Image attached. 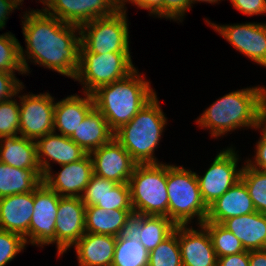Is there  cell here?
Wrapping results in <instances>:
<instances>
[{
	"mask_svg": "<svg viewBox=\"0 0 266 266\" xmlns=\"http://www.w3.org/2000/svg\"><path fill=\"white\" fill-rule=\"evenodd\" d=\"M22 25L27 51L20 44V58L25 74L30 73L27 63L30 59L35 64L74 79L81 46L79 26L62 22L39 9L26 11Z\"/></svg>",
	"mask_w": 266,
	"mask_h": 266,
	"instance_id": "1",
	"label": "cell"
},
{
	"mask_svg": "<svg viewBox=\"0 0 266 266\" xmlns=\"http://www.w3.org/2000/svg\"><path fill=\"white\" fill-rule=\"evenodd\" d=\"M266 120V88L261 86L229 92L197 118L201 128L218 138L241 127L260 129Z\"/></svg>",
	"mask_w": 266,
	"mask_h": 266,
	"instance_id": "2",
	"label": "cell"
},
{
	"mask_svg": "<svg viewBox=\"0 0 266 266\" xmlns=\"http://www.w3.org/2000/svg\"><path fill=\"white\" fill-rule=\"evenodd\" d=\"M135 69L126 78L99 87L92 93L94 107L115 132L131 119L156 95L150 81Z\"/></svg>",
	"mask_w": 266,
	"mask_h": 266,
	"instance_id": "3",
	"label": "cell"
},
{
	"mask_svg": "<svg viewBox=\"0 0 266 266\" xmlns=\"http://www.w3.org/2000/svg\"><path fill=\"white\" fill-rule=\"evenodd\" d=\"M167 118L155 95L128 123L114 132V138L137 164L160 163L154 156Z\"/></svg>",
	"mask_w": 266,
	"mask_h": 266,
	"instance_id": "4",
	"label": "cell"
},
{
	"mask_svg": "<svg viewBox=\"0 0 266 266\" xmlns=\"http://www.w3.org/2000/svg\"><path fill=\"white\" fill-rule=\"evenodd\" d=\"M168 218L175 225H188L197 216V225L206 221L208 207L203 202L196 172L167 164Z\"/></svg>",
	"mask_w": 266,
	"mask_h": 266,
	"instance_id": "5",
	"label": "cell"
},
{
	"mask_svg": "<svg viewBox=\"0 0 266 266\" xmlns=\"http://www.w3.org/2000/svg\"><path fill=\"white\" fill-rule=\"evenodd\" d=\"M128 184L133 213L168 217L167 164H136Z\"/></svg>",
	"mask_w": 266,
	"mask_h": 266,
	"instance_id": "6",
	"label": "cell"
},
{
	"mask_svg": "<svg viewBox=\"0 0 266 266\" xmlns=\"http://www.w3.org/2000/svg\"><path fill=\"white\" fill-rule=\"evenodd\" d=\"M132 63L130 52L97 54L81 45L74 81L81 82L83 92L92 94L101 86L126 78L136 69Z\"/></svg>",
	"mask_w": 266,
	"mask_h": 266,
	"instance_id": "7",
	"label": "cell"
},
{
	"mask_svg": "<svg viewBox=\"0 0 266 266\" xmlns=\"http://www.w3.org/2000/svg\"><path fill=\"white\" fill-rule=\"evenodd\" d=\"M127 14L115 11L79 26L81 45L91 53L130 52Z\"/></svg>",
	"mask_w": 266,
	"mask_h": 266,
	"instance_id": "8",
	"label": "cell"
},
{
	"mask_svg": "<svg viewBox=\"0 0 266 266\" xmlns=\"http://www.w3.org/2000/svg\"><path fill=\"white\" fill-rule=\"evenodd\" d=\"M238 159L232 147L223 149L203 176L196 173L200 194L207 207L240 180L242 168L237 169Z\"/></svg>",
	"mask_w": 266,
	"mask_h": 266,
	"instance_id": "9",
	"label": "cell"
},
{
	"mask_svg": "<svg viewBox=\"0 0 266 266\" xmlns=\"http://www.w3.org/2000/svg\"><path fill=\"white\" fill-rule=\"evenodd\" d=\"M18 97L21 101L19 103L20 136L36 141L38 138L54 132V97L47 92Z\"/></svg>",
	"mask_w": 266,
	"mask_h": 266,
	"instance_id": "10",
	"label": "cell"
},
{
	"mask_svg": "<svg viewBox=\"0 0 266 266\" xmlns=\"http://www.w3.org/2000/svg\"><path fill=\"white\" fill-rule=\"evenodd\" d=\"M60 198L44 182L34 190V212L29 225L28 243L38 247L56 244L55 224Z\"/></svg>",
	"mask_w": 266,
	"mask_h": 266,
	"instance_id": "11",
	"label": "cell"
},
{
	"mask_svg": "<svg viewBox=\"0 0 266 266\" xmlns=\"http://www.w3.org/2000/svg\"><path fill=\"white\" fill-rule=\"evenodd\" d=\"M216 32L251 61L266 67V23L217 25L206 19Z\"/></svg>",
	"mask_w": 266,
	"mask_h": 266,
	"instance_id": "12",
	"label": "cell"
},
{
	"mask_svg": "<svg viewBox=\"0 0 266 266\" xmlns=\"http://www.w3.org/2000/svg\"><path fill=\"white\" fill-rule=\"evenodd\" d=\"M44 6L42 11L56 16L65 23L82 25L88 21L112 15L114 0H39Z\"/></svg>",
	"mask_w": 266,
	"mask_h": 266,
	"instance_id": "13",
	"label": "cell"
},
{
	"mask_svg": "<svg viewBox=\"0 0 266 266\" xmlns=\"http://www.w3.org/2000/svg\"><path fill=\"white\" fill-rule=\"evenodd\" d=\"M89 155L93 174L116 183H128L137 164L114 137Z\"/></svg>",
	"mask_w": 266,
	"mask_h": 266,
	"instance_id": "14",
	"label": "cell"
},
{
	"mask_svg": "<svg viewBox=\"0 0 266 266\" xmlns=\"http://www.w3.org/2000/svg\"><path fill=\"white\" fill-rule=\"evenodd\" d=\"M85 210L80 197L60 198L55 224L58 257L85 234Z\"/></svg>",
	"mask_w": 266,
	"mask_h": 266,
	"instance_id": "15",
	"label": "cell"
},
{
	"mask_svg": "<svg viewBox=\"0 0 266 266\" xmlns=\"http://www.w3.org/2000/svg\"><path fill=\"white\" fill-rule=\"evenodd\" d=\"M176 225L166 216L132 213L125 221L120 237L139 240L151 252L175 229Z\"/></svg>",
	"mask_w": 266,
	"mask_h": 266,
	"instance_id": "16",
	"label": "cell"
},
{
	"mask_svg": "<svg viewBox=\"0 0 266 266\" xmlns=\"http://www.w3.org/2000/svg\"><path fill=\"white\" fill-rule=\"evenodd\" d=\"M60 167L62 169L56 174L52 170L47 172L43 182L61 197H81L93 175L90 155L87 153L81 160Z\"/></svg>",
	"mask_w": 266,
	"mask_h": 266,
	"instance_id": "17",
	"label": "cell"
},
{
	"mask_svg": "<svg viewBox=\"0 0 266 266\" xmlns=\"http://www.w3.org/2000/svg\"><path fill=\"white\" fill-rule=\"evenodd\" d=\"M195 230L189 225H177L182 266H217L218 258L208 230L199 225Z\"/></svg>",
	"mask_w": 266,
	"mask_h": 266,
	"instance_id": "18",
	"label": "cell"
},
{
	"mask_svg": "<svg viewBox=\"0 0 266 266\" xmlns=\"http://www.w3.org/2000/svg\"><path fill=\"white\" fill-rule=\"evenodd\" d=\"M36 145L37 160L43 176L51 170L50 161L61 166L81 160L87 154L70 137L56 132L38 138Z\"/></svg>",
	"mask_w": 266,
	"mask_h": 266,
	"instance_id": "19",
	"label": "cell"
},
{
	"mask_svg": "<svg viewBox=\"0 0 266 266\" xmlns=\"http://www.w3.org/2000/svg\"><path fill=\"white\" fill-rule=\"evenodd\" d=\"M34 212V191L0 198V229L21 235L26 244Z\"/></svg>",
	"mask_w": 266,
	"mask_h": 266,
	"instance_id": "20",
	"label": "cell"
},
{
	"mask_svg": "<svg viewBox=\"0 0 266 266\" xmlns=\"http://www.w3.org/2000/svg\"><path fill=\"white\" fill-rule=\"evenodd\" d=\"M256 212L244 182L240 179L208 206L205 222L219 223L231 217Z\"/></svg>",
	"mask_w": 266,
	"mask_h": 266,
	"instance_id": "21",
	"label": "cell"
},
{
	"mask_svg": "<svg viewBox=\"0 0 266 266\" xmlns=\"http://www.w3.org/2000/svg\"><path fill=\"white\" fill-rule=\"evenodd\" d=\"M221 225L241 241L245 250L266 249V214L256 211L231 217Z\"/></svg>",
	"mask_w": 266,
	"mask_h": 266,
	"instance_id": "22",
	"label": "cell"
},
{
	"mask_svg": "<svg viewBox=\"0 0 266 266\" xmlns=\"http://www.w3.org/2000/svg\"><path fill=\"white\" fill-rule=\"evenodd\" d=\"M83 94L85 96L83 98L74 94L55 103L54 132L58 129L61 135L70 137L94 108L92 94L86 92Z\"/></svg>",
	"mask_w": 266,
	"mask_h": 266,
	"instance_id": "23",
	"label": "cell"
},
{
	"mask_svg": "<svg viewBox=\"0 0 266 266\" xmlns=\"http://www.w3.org/2000/svg\"><path fill=\"white\" fill-rule=\"evenodd\" d=\"M116 236L85 233L74 245L79 266H112Z\"/></svg>",
	"mask_w": 266,
	"mask_h": 266,
	"instance_id": "24",
	"label": "cell"
},
{
	"mask_svg": "<svg viewBox=\"0 0 266 266\" xmlns=\"http://www.w3.org/2000/svg\"><path fill=\"white\" fill-rule=\"evenodd\" d=\"M113 137L114 132L109 128L106 119L95 107L70 136L88 154L108 143Z\"/></svg>",
	"mask_w": 266,
	"mask_h": 266,
	"instance_id": "25",
	"label": "cell"
},
{
	"mask_svg": "<svg viewBox=\"0 0 266 266\" xmlns=\"http://www.w3.org/2000/svg\"><path fill=\"white\" fill-rule=\"evenodd\" d=\"M0 162L20 169H40L36 141L19 135L0 137Z\"/></svg>",
	"mask_w": 266,
	"mask_h": 266,
	"instance_id": "26",
	"label": "cell"
},
{
	"mask_svg": "<svg viewBox=\"0 0 266 266\" xmlns=\"http://www.w3.org/2000/svg\"><path fill=\"white\" fill-rule=\"evenodd\" d=\"M42 182L41 169H20L0 162V198L32 192Z\"/></svg>",
	"mask_w": 266,
	"mask_h": 266,
	"instance_id": "27",
	"label": "cell"
},
{
	"mask_svg": "<svg viewBox=\"0 0 266 266\" xmlns=\"http://www.w3.org/2000/svg\"><path fill=\"white\" fill-rule=\"evenodd\" d=\"M132 213L133 210H104L98 206H86L85 233L118 237L126 219Z\"/></svg>",
	"mask_w": 266,
	"mask_h": 266,
	"instance_id": "28",
	"label": "cell"
},
{
	"mask_svg": "<svg viewBox=\"0 0 266 266\" xmlns=\"http://www.w3.org/2000/svg\"><path fill=\"white\" fill-rule=\"evenodd\" d=\"M149 252L139 240L117 237L112 266H148Z\"/></svg>",
	"mask_w": 266,
	"mask_h": 266,
	"instance_id": "29",
	"label": "cell"
},
{
	"mask_svg": "<svg viewBox=\"0 0 266 266\" xmlns=\"http://www.w3.org/2000/svg\"><path fill=\"white\" fill-rule=\"evenodd\" d=\"M240 179L244 182L257 212L266 214V172L242 166Z\"/></svg>",
	"mask_w": 266,
	"mask_h": 266,
	"instance_id": "30",
	"label": "cell"
},
{
	"mask_svg": "<svg viewBox=\"0 0 266 266\" xmlns=\"http://www.w3.org/2000/svg\"><path fill=\"white\" fill-rule=\"evenodd\" d=\"M217 258L246 251L241 241L219 223L204 222Z\"/></svg>",
	"mask_w": 266,
	"mask_h": 266,
	"instance_id": "31",
	"label": "cell"
},
{
	"mask_svg": "<svg viewBox=\"0 0 266 266\" xmlns=\"http://www.w3.org/2000/svg\"><path fill=\"white\" fill-rule=\"evenodd\" d=\"M148 266H182L177 225L165 240L149 252Z\"/></svg>",
	"mask_w": 266,
	"mask_h": 266,
	"instance_id": "32",
	"label": "cell"
},
{
	"mask_svg": "<svg viewBox=\"0 0 266 266\" xmlns=\"http://www.w3.org/2000/svg\"><path fill=\"white\" fill-rule=\"evenodd\" d=\"M0 71L25 74L20 58V43L11 32L0 35Z\"/></svg>",
	"mask_w": 266,
	"mask_h": 266,
	"instance_id": "33",
	"label": "cell"
},
{
	"mask_svg": "<svg viewBox=\"0 0 266 266\" xmlns=\"http://www.w3.org/2000/svg\"><path fill=\"white\" fill-rule=\"evenodd\" d=\"M19 116V103L16 99L11 98L0 102V137L19 134Z\"/></svg>",
	"mask_w": 266,
	"mask_h": 266,
	"instance_id": "34",
	"label": "cell"
},
{
	"mask_svg": "<svg viewBox=\"0 0 266 266\" xmlns=\"http://www.w3.org/2000/svg\"><path fill=\"white\" fill-rule=\"evenodd\" d=\"M96 206L104 210H133L129 184L117 183Z\"/></svg>",
	"mask_w": 266,
	"mask_h": 266,
	"instance_id": "35",
	"label": "cell"
},
{
	"mask_svg": "<svg viewBox=\"0 0 266 266\" xmlns=\"http://www.w3.org/2000/svg\"><path fill=\"white\" fill-rule=\"evenodd\" d=\"M116 184L114 181L93 174L80 198L85 206H96Z\"/></svg>",
	"mask_w": 266,
	"mask_h": 266,
	"instance_id": "36",
	"label": "cell"
},
{
	"mask_svg": "<svg viewBox=\"0 0 266 266\" xmlns=\"http://www.w3.org/2000/svg\"><path fill=\"white\" fill-rule=\"evenodd\" d=\"M25 246V239L21 235L0 229V266L12 261Z\"/></svg>",
	"mask_w": 266,
	"mask_h": 266,
	"instance_id": "37",
	"label": "cell"
},
{
	"mask_svg": "<svg viewBox=\"0 0 266 266\" xmlns=\"http://www.w3.org/2000/svg\"><path fill=\"white\" fill-rule=\"evenodd\" d=\"M24 85L15 77L14 73L0 71V102L18 95Z\"/></svg>",
	"mask_w": 266,
	"mask_h": 266,
	"instance_id": "38",
	"label": "cell"
},
{
	"mask_svg": "<svg viewBox=\"0 0 266 266\" xmlns=\"http://www.w3.org/2000/svg\"><path fill=\"white\" fill-rule=\"evenodd\" d=\"M190 7V0H162V18L183 21Z\"/></svg>",
	"mask_w": 266,
	"mask_h": 266,
	"instance_id": "39",
	"label": "cell"
},
{
	"mask_svg": "<svg viewBox=\"0 0 266 266\" xmlns=\"http://www.w3.org/2000/svg\"><path fill=\"white\" fill-rule=\"evenodd\" d=\"M261 136L259 141L256 143V155L254 156V161L248 159L246 163L257 170L266 172V120L260 126Z\"/></svg>",
	"mask_w": 266,
	"mask_h": 266,
	"instance_id": "40",
	"label": "cell"
},
{
	"mask_svg": "<svg viewBox=\"0 0 266 266\" xmlns=\"http://www.w3.org/2000/svg\"><path fill=\"white\" fill-rule=\"evenodd\" d=\"M125 2L132 3L141 9H147L150 11V15L162 18V0H117L115 2L116 11L126 12Z\"/></svg>",
	"mask_w": 266,
	"mask_h": 266,
	"instance_id": "41",
	"label": "cell"
},
{
	"mask_svg": "<svg viewBox=\"0 0 266 266\" xmlns=\"http://www.w3.org/2000/svg\"><path fill=\"white\" fill-rule=\"evenodd\" d=\"M230 2L245 15H263L266 13V0H230Z\"/></svg>",
	"mask_w": 266,
	"mask_h": 266,
	"instance_id": "42",
	"label": "cell"
},
{
	"mask_svg": "<svg viewBox=\"0 0 266 266\" xmlns=\"http://www.w3.org/2000/svg\"><path fill=\"white\" fill-rule=\"evenodd\" d=\"M217 266H249V251L219 257Z\"/></svg>",
	"mask_w": 266,
	"mask_h": 266,
	"instance_id": "43",
	"label": "cell"
},
{
	"mask_svg": "<svg viewBox=\"0 0 266 266\" xmlns=\"http://www.w3.org/2000/svg\"><path fill=\"white\" fill-rule=\"evenodd\" d=\"M17 8L11 0H0V29L6 25V21L10 13Z\"/></svg>",
	"mask_w": 266,
	"mask_h": 266,
	"instance_id": "44",
	"label": "cell"
},
{
	"mask_svg": "<svg viewBox=\"0 0 266 266\" xmlns=\"http://www.w3.org/2000/svg\"><path fill=\"white\" fill-rule=\"evenodd\" d=\"M249 266H266V249L250 250Z\"/></svg>",
	"mask_w": 266,
	"mask_h": 266,
	"instance_id": "45",
	"label": "cell"
},
{
	"mask_svg": "<svg viewBox=\"0 0 266 266\" xmlns=\"http://www.w3.org/2000/svg\"><path fill=\"white\" fill-rule=\"evenodd\" d=\"M207 2V3H218L220 0H190V7L193 6L192 4L196 2Z\"/></svg>",
	"mask_w": 266,
	"mask_h": 266,
	"instance_id": "46",
	"label": "cell"
},
{
	"mask_svg": "<svg viewBox=\"0 0 266 266\" xmlns=\"http://www.w3.org/2000/svg\"><path fill=\"white\" fill-rule=\"evenodd\" d=\"M14 5L18 8V6L22 5V2H24V0H11Z\"/></svg>",
	"mask_w": 266,
	"mask_h": 266,
	"instance_id": "47",
	"label": "cell"
}]
</instances>
